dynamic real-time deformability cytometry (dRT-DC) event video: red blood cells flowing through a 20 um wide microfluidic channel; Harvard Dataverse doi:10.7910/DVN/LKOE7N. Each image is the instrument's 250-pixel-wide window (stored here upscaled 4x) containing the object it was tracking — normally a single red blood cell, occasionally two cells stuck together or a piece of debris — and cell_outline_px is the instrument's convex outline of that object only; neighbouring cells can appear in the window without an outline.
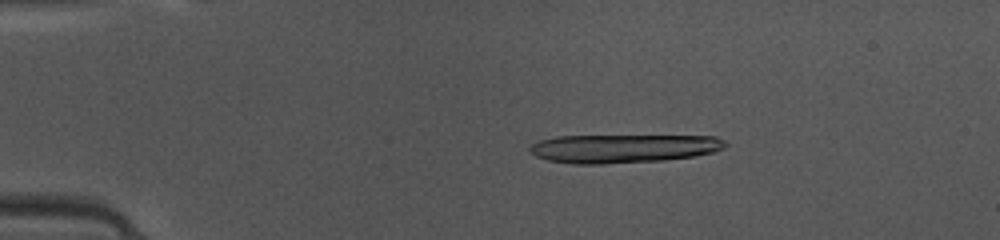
{"species": "common noctule bat (a hibernating species)", "species_latin": "Nyctalus noctula", "temperature_condition": "warm", "stored_images_in_passage": 47, "camera_frame_rate_fps": 3000, "um_per_image_px": 0.085, "animal": {"sex": "female", "body_mass_g": 10.0, "forearm_length_mm": 53.1}, "frame": {"image": 1, "passage_image": 8, "time_ms": 2.333, "image_size_px": [1000, 240], "cell_outline_px": [[728, 144], [724, 148], [712, 152], [696, 156], [664, 160], [604, 164], [572, 164], [548, 160], [536, 156], [528, 148], [532, 144], [540, 140], [556, 136], [716, 136], [724, 140]], "centroid_in_image_um": [52.99, 12.62], "position_along_channel_um": 32.0, "area_um2": 32.6}}
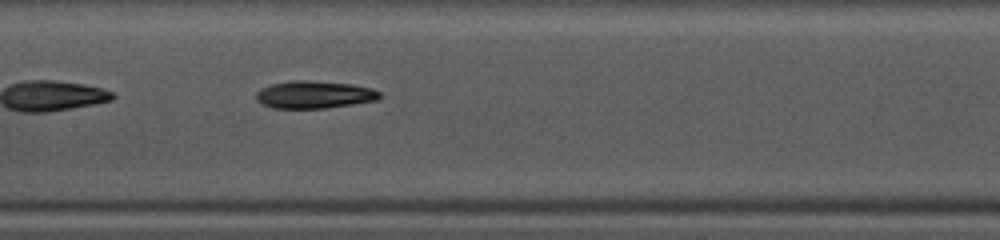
{"frame": {"image": 2, "passage_image": 23, "time_ms": 7.333, "image_size_px": [1000, 240], "cell_outline_px": [[380, 96], [376, 100], [352, 104], [324, 108], [272, 108], [260, 104], [256, 100], [256, 92], [260, 88], [272, 84], [292, 80], [308, 80], [352, 84], [372, 88], [380, 92]], "centroid_in_image_um": [26.66, 8.04], "position_along_channel_um": 180.7, "area_um2": 19.83}}
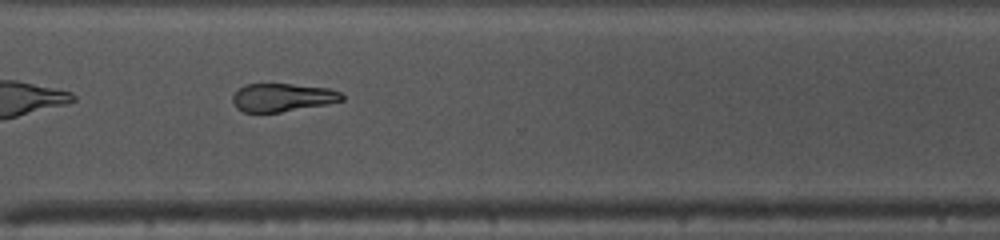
{"frame": {"image": 3, "passage_image": 35, "time_ms": 11.333, "image_size_px": [1000, 240], "cell_outline_px": [[344, 100], [328, 104], [280, 112], [244, 112], [236, 108], [232, 100], [232, 96], [244, 84], [292, 84], [328, 88], [340, 92], [344, 96]], "centroid_in_image_um": [24.01, 8.28], "position_along_channel_um": 346.6, "area_um2": 17.92}, "authors_computed_cell_mechanics": {"area_um2": 19.941, "velocity_mm_per_s": 4.1634, "shape_relaxation_time_tau1_ms": 2.3696, "shape_relaxation_time_tau2_ms": null, "deformation_change_tau1": 0.1173, "deformation_change_tau2": null}}